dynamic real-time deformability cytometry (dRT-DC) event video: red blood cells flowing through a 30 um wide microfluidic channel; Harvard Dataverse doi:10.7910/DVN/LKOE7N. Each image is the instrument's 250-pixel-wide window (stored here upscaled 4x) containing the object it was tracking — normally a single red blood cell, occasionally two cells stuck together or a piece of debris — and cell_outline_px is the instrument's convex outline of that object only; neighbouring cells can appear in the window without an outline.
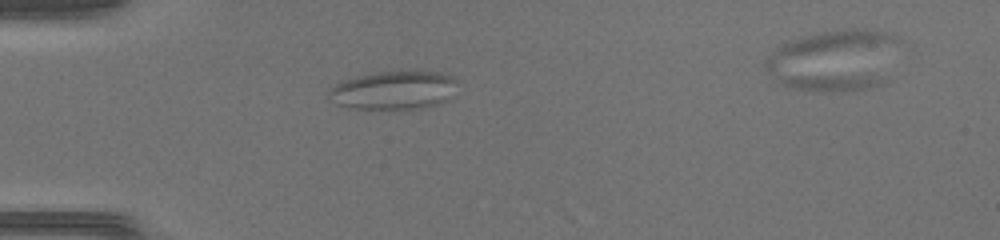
{"species": "common noctule bat (a hibernating species)", "species_latin": "Nyctalus noctula", "temperature_condition": "warm", "stored_images_in_passage": 6, "camera_frame_rate_fps": 3000, "um_per_image_px": 0.085, "animal": {"sex": "female", "body_mass_g": 17.0, "forearm_length_mm": 48.0}, "frame": {"image": 1, "passage_image": 1, "time_ms": 0.0, "image_size_px": [1000, 240], "cell_outline_px": [[460, 80], [448, 100], [440, 104], [420, 108], [356, 108], [336, 104], [328, 96], [328, 92], [336, 84], [344, 80], [360, 76], [380, 72], [440, 72], [452, 76]], "centroid_in_image_um": [33.54, 7.67], "position_along_channel_um": 51.5, "area_um2": 28.38}}
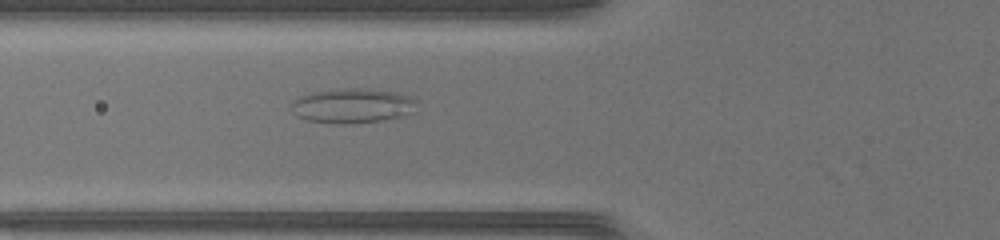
{"frame": {"image": 2, "passage_image": 5, "time_ms": 1.333, "image_size_px": [1000, 240], "cell_outline_px": [[416, 100], [412, 112], [400, 116], [380, 120], [344, 124], [340, 124], [308, 120], [296, 116], [292, 112], [292, 104], [300, 96], [312, 92], [348, 88], [368, 88], [396, 92], [408, 96]], "centroid_in_image_um": [29.93, 8.98], "position_along_channel_um": 95.9, "area_um2": 24.97}}